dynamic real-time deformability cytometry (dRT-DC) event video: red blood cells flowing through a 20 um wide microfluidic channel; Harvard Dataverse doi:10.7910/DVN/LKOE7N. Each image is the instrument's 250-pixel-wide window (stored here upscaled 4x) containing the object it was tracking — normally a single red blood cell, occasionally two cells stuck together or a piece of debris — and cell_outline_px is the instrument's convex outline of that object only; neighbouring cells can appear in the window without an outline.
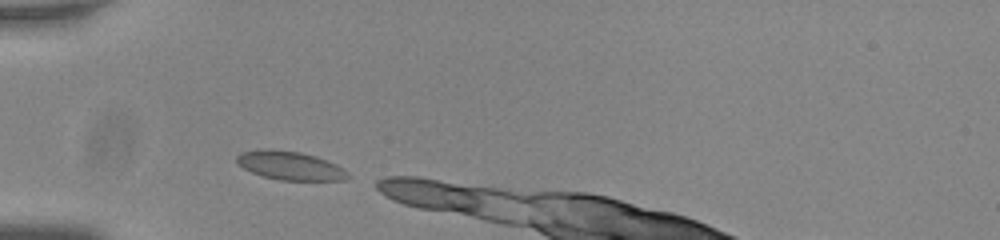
{"species": "common noctule bat (a hibernating species)", "species_latin": "Nyctalus noctula", "temperature_condition": "room temperature", "stored_images_in_passage": 5, "camera_frame_rate_fps": 3000, "um_per_image_px": 0.085, "animal": {"sex": "male", "body_mass_g": 20.0, "forearm_length_mm": 53.3}, "frame": {"image": 1, "passage_image": 1, "time_ms": 0.0, "image_size_px": [1000, 240], "cell_outline_px": [[352, 176], [344, 180], [280, 180], [264, 176], [252, 172], [244, 168], [236, 160], [236, 156], [240, 152], [260, 148], [272, 148], [300, 152], [316, 156], [336, 164], [348, 172]], "centroid_in_image_um": [24.65, 14.06], "position_along_channel_um": 60.3, "area_um2": 18.67}}